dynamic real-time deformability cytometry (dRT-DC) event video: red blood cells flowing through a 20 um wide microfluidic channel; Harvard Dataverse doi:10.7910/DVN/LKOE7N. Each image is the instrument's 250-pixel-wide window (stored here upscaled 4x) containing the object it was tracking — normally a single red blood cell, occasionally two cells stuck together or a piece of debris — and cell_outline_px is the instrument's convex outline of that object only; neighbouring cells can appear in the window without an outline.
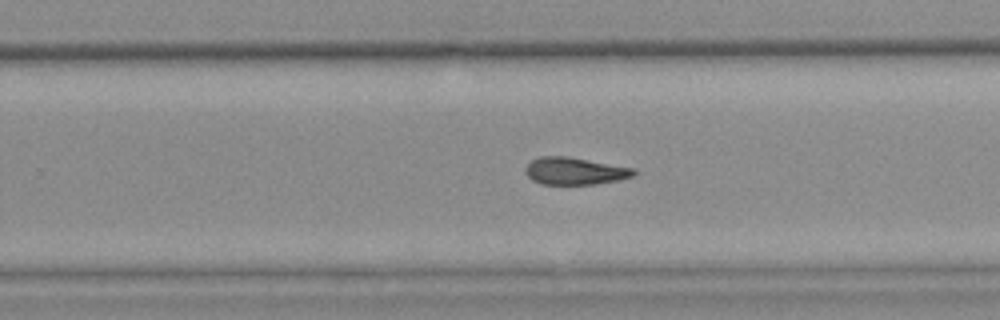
{"species": "common noctule bat (a hibernating species)", "species_latin": "Nyctalus noctula", "temperature_condition": "warm", "stored_images_in_passage": 49, "camera_frame_rate_fps": 3000, "um_per_image_px": 0.085, "animal": {"sex": "female", "body_mass_g": 25.1}, "frame": {"image": 1, "passage_image": 35, "time_ms": 11.333, "image_size_px": [1000, 320], "cell_outline_px": [[636, 172], [632, 176], [616, 180], [596, 184], [540, 184], [532, 180], [524, 172], [524, 168], [532, 160], [540, 156], [568, 156], [636, 168]], "centroid_in_image_um": [48.84, 14.53], "position_along_channel_um": 281.0, "area_um2": 17.28}, "authors_computed_cell_mechanics": {"area_um2": 18.0914, "velocity_mm_per_s": 3.754, "shape_relaxation_time_tau1_ms": null, "shape_relaxation_time_tau2_ms": 8.0701, "deformation_change_tau1": null, "deformation_change_tau2": 0.1826}}